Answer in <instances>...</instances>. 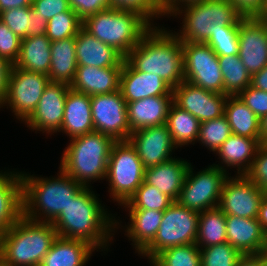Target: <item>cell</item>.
<instances>
[{
    "label": "cell",
    "mask_w": 267,
    "mask_h": 266,
    "mask_svg": "<svg viewBox=\"0 0 267 266\" xmlns=\"http://www.w3.org/2000/svg\"><path fill=\"white\" fill-rule=\"evenodd\" d=\"M68 4L82 21L90 15L111 8V0H68Z\"/></svg>",
    "instance_id": "cell-47"
},
{
    "label": "cell",
    "mask_w": 267,
    "mask_h": 266,
    "mask_svg": "<svg viewBox=\"0 0 267 266\" xmlns=\"http://www.w3.org/2000/svg\"><path fill=\"white\" fill-rule=\"evenodd\" d=\"M237 96L259 119L267 115V92L249 85Z\"/></svg>",
    "instance_id": "cell-46"
},
{
    "label": "cell",
    "mask_w": 267,
    "mask_h": 266,
    "mask_svg": "<svg viewBox=\"0 0 267 266\" xmlns=\"http://www.w3.org/2000/svg\"><path fill=\"white\" fill-rule=\"evenodd\" d=\"M224 81V95L237 96L251 85V74L238 55L218 56Z\"/></svg>",
    "instance_id": "cell-35"
},
{
    "label": "cell",
    "mask_w": 267,
    "mask_h": 266,
    "mask_svg": "<svg viewBox=\"0 0 267 266\" xmlns=\"http://www.w3.org/2000/svg\"><path fill=\"white\" fill-rule=\"evenodd\" d=\"M226 238L242 255H257L267 252V234L257 218L225 215Z\"/></svg>",
    "instance_id": "cell-20"
},
{
    "label": "cell",
    "mask_w": 267,
    "mask_h": 266,
    "mask_svg": "<svg viewBox=\"0 0 267 266\" xmlns=\"http://www.w3.org/2000/svg\"><path fill=\"white\" fill-rule=\"evenodd\" d=\"M82 27L126 57L153 25L138 12L110 8L85 18Z\"/></svg>",
    "instance_id": "cell-7"
},
{
    "label": "cell",
    "mask_w": 267,
    "mask_h": 266,
    "mask_svg": "<svg viewBox=\"0 0 267 266\" xmlns=\"http://www.w3.org/2000/svg\"><path fill=\"white\" fill-rule=\"evenodd\" d=\"M193 168L190 164L177 202L199 213L217 208L223 183L229 174L214 165L196 173Z\"/></svg>",
    "instance_id": "cell-10"
},
{
    "label": "cell",
    "mask_w": 267,
    "mask_h": 266,
    "mask_svg": "<svg viewBox=\"0 0 267 266\" xmlns=\"http://www.w3.org/2000/svg\"><path fill=\"white\" fill-rule=\"evenodd\" d=\"M257 219L260 222L263 231L267 234V194H265L262 200Z\"/></svg>",
    "instance_id": "cell-56"
},
{
    "label": "cell",
    "mask_w": 267,
    "mask_h": 266,
    "mask_svg": "<svg viewBox=\"0 0 267 266\" xmlns=\"http://www.w3.org/2000/svg\"><path fill=\"white\" fill-rule=\"evenodd\" d=\"M166 125L174 144L178 148L194 145L199 134L200 121L188 111L181 109L175 103L171 105Z\"/></svg>",
    "instance_id": "cell-33"
},
{
    "label": "cell",
    "mask_w": 267,
    "mask_h": 266,
    "mask_svg": "<svg viewBox=\"0 0 267 266\" xmlns=\"http://www.w3.org/2000/svg\"><path fill=\"white\" fill-rule=\"evenodd\" d=\"M184 80L205 90L224 94L218 55L206 43H182Z\"/></svg>",
    "instance_id": "cell-12"
},
{
    "label": "cell",
    "mask_w": 267,
    "mask_h": 266,
    "mask_svg": "<svg viewBox=\"0 0 267 266\" xmlns=\"http://www.w3.org/2000/svg\"><path fill=\"white\" fill-rule=\"evenodd\" d=\"M128 212V225H122L120 219L115 220V230L123 228L128 241L138 255L154 240L163 218V211L148 209H125Z\"/></svg>",
    "instance_id": "cell-22"
},
{
    "label": "cell",
    "mask_w": 267,
    "mask_h": 266,
    "mask_svg": "<svg viewBox=\"0 0 267 266\" xmlns=\"http://www.w3.org/2000/svg\"><path fill=\"white\" fill-rule=\"evenodd\" d=\"M226 242L225 214L218 207L200 212L196 245L203 248Z\"/></svg>",
    "instance_id": "cell-34"
},
{
    "label": "cell",
    "mask_w": 267,
    "mask_h": 266,
    "mask_svg": "<svg viewBox=\"0 0 267 266\" xmlns=\"http://www.w3.org/2000/svg\"><path fill=\"white\" fill-rule=\"evenodd\" d=\"M31 8L41 19H46L47 21L56 14L71 9L68 0H32Z\"/></svg>",
    "instance_id": "cell-48"
},
{
    "label": "cell",
    "mask_w": 267,
    "mask_h": 266,
    "mask_svg": "<svg viewBox=\"0 0 267 266\" xmlns=\"http://www.w3.org/2000/svg\"><path fill=\"white\" fill-rule=\"evenodd\" d=\"M119 90L126 102L151 96H173V88L158 74L137 71L126 59L120 74Z\"/></svg>",
    "instance_id": "cell-19"
},
{
    "label": "cell",
    "mask_w": 267,
    "mask_h": 266,
    "mask_svg": "<svg viewBox=\"0 0 267 266\" xmlns=\"http://www.w3.org/2000/svg\"><path fill=\"white\" fill-rule=\"evenodd\" d=\"M127 103L128 123L131 131L166 124L173 96H151Z\"/></svg>",
    "instance_id": "cell-25"
},
{
    "label": "cell",
    "mask_w": 267,
    "mask_h": 266,
    "mask_svg": "<svg viewBox=\"0 0 267 266\" xmlns=\"http://www.w3.org/2000/svg\"><path fill=\"white\" fill-rule=\"evenodd\" d=\"M186 160L174 156L171 160L146 168L144 182L156 187L173 201H177L191 164Z\"/></svg>",
    "instance_id": "cell-28"
},
{
    "label": "cell",
    "mask_w": 267,
    "mask_h": 266,
    "mask_svg": "<svg viewBox=\"0 0 267 266\" xmlns=\"http://www.w3.org/2000/svg\"><path fill=\"white\" fill-rule=\"evenodd\" d=\"M95 250L84 240L57 236L39 266H86Z\"/></svg>",
    "instance_id": "cell-29"
},
{
    "label": "cell",
    "mask_w": 267,
    "mask_h": 266,
    "mask_svg": "<svg viewBox=\"0 0 267 266\" xmlns=\"http://www.w3.org/2000/svg\"><path fill=\"white\" fill-rule=\"evenodd\" d=\"M260 131L262 142H267V115L260 119Z\"/></svg>",
    "instance_id": "cell-57"
},
{
    "label": "cell",
    "mask_w": 267,
    "mask_h": 266,
    "mask_svg": "<svg viewBox=\"0 0 267 266\" xmlns=\"http://www.w3.org/2000/svg\"><path fill=\"white\" fill-rule=\"evenodd\" d=\"M163 26H153L125 59L137 70L158 74L172 88L184 81L181 40Z\"/></svg>",
    "instance_id": "cell-2"
},
{
    "label": "cell",
    "mask_w": 267,
    "mask_h": 266,
    "mask_svg": "<svg viewBox=\"0 0 267 266\" xmlns=\"http://www.w3.org/2000/svg\"><path fill=\"white\" fill-rule=\"evenodd\" d=\"M265 194L246 175H229L223 183L218 208L225 215L257 218Z\"/></svg>",
    "instance_id": "cell-14"
},
{
    "label": "cell",
    "mask_w": 267,
    "mask_h": 266,
    "mask_svg": "<svg viewBox=\"0 0 267 266\" xmlns=\"http://www.w3.org/2000/svg\"><path fill=\"white\" fill-rule=\"evenodd\" d=\"M94 131L112 137L115 141H128L132 133L127 115V103L120 90L91 96Z\"/></svg>",
    "instance_id": "cell-13"
},
{
    "label": "cell",
    "mask_w": 267,
    "mask_h": 266,
    "mask_svg": "<svg viewBox=\"0 0 267 266\" xmlns=\"http://www.w3.org/2000/svg\"><path fill=\"white\" fill-rule=\"evenodd\" d=\"M21 40L0 20V58L14 65L20 54Z\"/></svg>",
    "instance_id": "cell-45"
},
{
    "label": "cell",
    "mask_w": 267,
    "mask_h": 266,
    "mask_svg": "<svg viewBox=\"0 0 267 266\" xmlns=\"http://www.w3.org/2000/svg\"><path fill=\"white\" fill-rule=\"evenodd\" d=\"M214 32L206 42L218 56L238 55V30L236 27H223L215 25Z\"/></svg>",
    "instance_id": "cell-41"
},
{
    "label": "cell",
    "mask_w": 267,
    "mask_h": 266,
    "mask_svg": "<svg viewBox=\"0 0 267 266\" xmlns=\"http://www.w3.org/2000/svg\"><path fill=\"white\" fill-rule=\"evenodd\" d=\"M0 20L20 39L30 30L29 6L11 8L0 13Z\"/></svg>",
    "instance_id": "cell-43"
},
{
    "label": "cell",
    "mask_w": 267,
    "mask_h": 266,
    "mask_svg": "<svg viewBox=\"0 0 267 266\" xmlns=\"http://www.w3.org/2000/svg\"><path fill=\"white\" fill-rule=\"evenodd\" d=\"M158 266H201L200 248L196 243L174 246L152 259Z\"/></svg>",
    "instance_id": "cell-37"
},
{
    "label": "cell",
    "mask_w": 267,
    "mask_h": 266,
    "mask_svg": "<svg viewBox=\"0 0 267 266\" xmlns=\"http://www.w3.org/2000/svg\"><path fill=\"white\" fill-rule=\"evenodd\" d=\"M30 30L27 32V37L46 35L47 20L41 19L39 15L34 13L29 6Z\"/></svg>",
    "instance_id": "cell-51"
},
{
    "label": "cell",
    "mask_w": 267,
    "mask_h": 266,
    "mask_svg": "<svg viewBox=\"0 0 267 266\" xmlns=\"http://www.w3.org/2000/svg\"><path fill=\"white\" fill-rule=\"evenodd\" d=\"M23 215L22 175L0 171V237Z\"/></svg>",
    "instance_id": "cell-24"
},
{
    "label": "cell",
    "mask_w": 267,
    "mask_h": 266,
    "mask_svg": "<svg viewBox=\"0 0 267 266\" xmlns=\"http://www.w3.org/2000/svg\"><path fill=\"white\" fill-rule=\"evenodd\" d=\"M251 86L267 92V66L251 77Z\"/></svg>",
    "instance_id": "cell-54"
},
{
    "label": "cell",
    "mask_w": 267,
    "mask_h": 266,
    "mask_svg": "<svg viewBox=\"0 0 267 266\" xmlns=\"http://www.w3.org/2000/svg\"><path fill=\"white\" fill-rule=\"evenodd\" d=\"M174 201L156 187L143 181L135 194L122 204L125 209H148L165 211Z\"/></svg>",
    "instance_id": "cell-36"
},
{
    "label": "cell",
    "mask_w": 267,
    "mask_h": 266,
    "mask_svg": "<svg viewBox=\"0 0 267 266\" xmlns=\"http://www.w3.org/2000/svg\"><path fill=\"white\" fill-rule=\"evenodd\" d=\"M236 266H267V252L257 255H243Z\"/></svg>",
    "instance_id": "cell-52"
},
{
    "label": "cell",
    "mask_w": 267,
    "mask_h": 266,
    "mask_svg": "<svg viewBox=\"0 0 267 266\" xmlns=\"http://www.w3.org/2000/svg\"><path fill=\"white\" fill-rule=\"evenodd\" d=\"M12 64L7 60L0 58V109L5 103L8 91V78L11 72Z\"/></svg>",
    "instance_id": "cell-50"
},
{
    "label": "cell",
    "mask_w": 267,
    "mask_h": 266,
    "mask_svg": "<svg viewBox=\"0 0 267 266\" xmlns=\"http://www.w3.org/2000/svg\"><path fill=\"white\" fill-rule=\"evenodd\" d=\"M258 188L267 194V143L263 142L253 159L249 171L245 174Z\"/></svg>",
    "instance_id": "cell-44"
},
{
    "label": "cell",
    "mask_w": 267,
    "mask_h": 266,
    "mask_svg": "<svg viewBox=\"0 0 267 266\" xmlns=\"http://www.w3.org/2000/svg\"><path fill=\"white\" fill-rule=\"evenodd\" d=\"M145 168L130 141H116L108 160L105 181L108 192L117 205L128 202L144 181Z\"/></svg>",
    "instance_id": "cell-8"
},
{
    "label": "cell",
    "mask_w": 267,
    "mask_h": 266,
    "mask_svg": "<svg viewBox=\"0 0 267 266\" xmlns=\"http://www.w3.org/2000/svg\"><path fill=\"white\" fill-rule=\"evenodd\" d=\"M51 41L46 35L25 37L21 40L16 68L48 75L51 66Z\"/></svg>",
    "instance_id": "cell-31"
},
{
    "label": "cell",
    "mask_w": 267,
    "mask_h": 266,
    "mask_svg": "<svg viewBox=\"0 0 267 266\" xmlns=\"http://www.w3.org/2000/svg\"><path fill=\"white\" fill-rule=\"evenodd\" d=\"M69 141L60 157L59 168L85 187L104 180L110 152L116 141L97 131L74 137Z\"/></svg>",
    "instance_id": "cell-5"
},
{
    "label": "cell",
    "mask_w": 267,
    "mask_h": 266,
    "mask_svg": "<svg viewBox=\"0 0 267 266\" xmlns=\"http://www.w3.org/2000/svg\"><path fill=\"white\" fill-rule=\"evenodd\" d=\"M261 17L267 22V8Z\"/></svg>",
    "instance_id": "cell-58"
},
{
    "label": "cell",
    "mask_w": 267,
    "mask_h": 266,
    "mask_svg": "<svg viewBox=\"0 0 267 266\" xmlns=\"http://www.w3.org/2000/svg\"><path fill=\"white\" fill-rule=\"evenodd\" d=\"M238 43V56L251 76L267 66V22L262 17L239 22Z\"/></svg>",
    "instance_id": "cell-16"
},
{
    "label": "cell",
    "mask_w": 267,
    "mask_h": 266,
    "mask_svg": "<svg viewBox=\"0 0 267 266\" xmlns=\"http://www.w3.org/2000/svg\"><path fill=\"white\" fill-rule=\"evenodd\" d=\"M31 0H0V13L11 8L31 6Z\"/></svg>",
    "instance_id": "cell-55"
},
{
    "label": "cell",
    "mask_w": 267,
    "mask_h": 266,
    "mask_svg": "<svg viewBox=\"0 0 267 266\" xmlns=\"http://www.w3.org/2000/svg\"><path fill=\"white\" fill-rule=\"evenodd\" d=\"M94 131L91 96L69 89L65 99L64 117L59 133L70 139Z\"/></svg>",
    "instance_id": "cell-27"
},
{
    "label": "cell",
    "mask_w": 267,
    "mask_h": 266,
    "mask_svg": "<svg viewBox=\"0 0 267 266\" xmlns=\"http://www.w3.org/2000/svg\"><path fill=\"white\" fill-rule=\"evenodd\" d=\"M122 67L77 66L70 88L89 96L119 90Z\"/></svg>",
    "instance_id": "cell-26"
},
{
    "label": "cell",
    "mask_w": 267,
    "mask_h": 266,
    "mask_svg": "<svg viewBox=\"0 0 267 266\" xmlns=\"http://www.w3.org/2000/svg\"><path fill=\"white\" fill-rule=\"evenodd\" d=\"M181 18L173 33L182 43H206L217 26L236 27L244 16L229 0H204L177 8L170 16Z\"/></svg>",
    "instance_id": "cell-6"
},
{
    "label": "cell",
    "mask_w": 267,
    "mask_h": 266,
    "mask_svg": "<svg viewBox=\"0 0 267 266\" xmlns=\"http://www.w3.org/2000/svg\"><path fill=\"white\" fill-rule=\"evenodd\" d=\"M49 82L48 75L19 69L13 65L3 108L7 106L15 118L24 123L36 109Z\"/></svg>",
    "instance_id": "cell-11"
},
{
    "label": "cell",
    "mask_w": 267,
    "mask_h": 266,
    "mask_svg": "<svg viewBox=\"0 0 267 266\" xmlns=\"http://www.w3.org/2000/svg\"><path fill=\"white\" fill-rule=\"evenodd\" d=\"M111 8L138 12L153 26L154 20L165 17L161 0H111Z\"/></svg>",
    "instance_id": "cell-42"
},
{
    "label": "cell",
    "mask_w": 267,
    "mask_h": 266,
    "mask_svg": "<svg viewBox=\"0 0 267 266\" xmlns=\"http://www.w3.org/2000/svg\"><path fill=\"white\" fill-rule=\"evenodd\" d=\"M81 27L82 20L70 9L56 14L47 21L46 36L51 42L76 37Z\"/></svg>",
    "instance_id": "cell-39"
},
{
    "label": "cell",
    "mask_w": 267,
    "mask_h": 266,
    "mask_svg": "<svg viewBox=\"0 0 267 266\" xmlns=\"http://www.w3.org/2000/svg\"><path fill=\"white\" fill-rule=\"evenodd\" d=\"M150 266H158L153 260L149 261Z\"/></svg>",
    "instance_id": "cell-59"
},
{
    "label": "cell",
    "mask_w": 267,
    "mask_h": 266,
    "mask_svg": "<svg viewBox=\"0 0 267 266\" xmlns=\"http://www.w3.org/2000/svg\"><path fill=\"white\" fill-rule=\"evenodd\" d=\"M70 85L49 82L45 87L38 105L31 116L24 122L26 127L36 133L54 135L61 129L65 99Z\"/></svg>",
    "instance_id": "cell-15"
},
{
    "label": "cell",
    "mask_w": 267,
    "mask_h": 266,
    "mask_svg": "<svg viewBox=\"0 0 267 266\" xmlns=\"http://www.w3.org/2000/svg\"><path fill=\"white\" fill-rule=\"evenodd\" d=\"M262 143L261 139L232 133L215 153L220 162L212 165L223 169L229 175L231 173H229L228 168H235L237 170V173L234 171L235 175H245L251 168L253 159Z\"/></svg>",
    "instance_id": "cell-21"
},
{
    "label": "cell",
    "mask_w": 267,
    "mask_h": 266,
    "mask_svg": "<svg viewBox=\"0 0 267 266\" xmlns=\"http://www.w3.org/2000/svg\"><path fill=\"white\" fill-rule=\"evenodd\" d=\"M224 115L233 134L261 139L260 119L238 96L227 97L224 106Z\"/></svg>",
    "instance_id": "cell-32"
},
{
    "label": "cell",
    "mask_w": 267,
    "mask_h": 266,
    "mask_svg": "<svg viewBox=\"0 0 267 266\" xmlns=\"http://www.w3.org/2000/svg\"><path fill=\"white\" fill-rule=\"evenodd\" d=\"M204 0H161L163 12L165 14L166 18H169V16L177 9L180 8L183 5L199 2Z\"/></svg>",
    "instance_id": "cell-53"
},
{
    "label": "cell",
    "mask_w": 267,
    "mask_h": 266,
    "mask_svg": "<svg viewBox=\"0 0 267 266\" xmlns=\"http://www.w3.org/2000/svg\"><path fill=\"white\" fill-rule=\"evenodd\" d=\"M201 266H236L243 256L230 243H220L200 248Z\"/></svg>",
    "instance_id": "cell-40"
},
{
    "label": "cell",
    "mask_w": 267,
    "mask_h": 266,
    "mask_svg": "<svg viewBox=\"0 0 267 266\" xmlns=\"http://www.w3.org/2000/svg\"><path fill=\"white\" fill-rule=\"evenodd\" d=\"M75 42L76 37L51 42V66L48 73L50 82L68 85L73 82L78 66Z\"/></svg>",
    "instance_id": "cell-30"
},
{
    "label": "cell",
    "mask_w": 267,
    "mask_h": 266,
    "mask_svg": "<svg viewBox=\"0 0 267 266\" xmlns=\"http://www.w3.org/2000/svg\"><path fill=\"white\" fill-rule=\"evenodd\" d=\"M174 103L188 111L200 123L224 115V106L228 95L205 90L188 81L173 88Z\"/></svg>",
    "instance_id": "cell-17"
},
{
    "label": "cell",
    "mask_w": 267,
    "mask_h": 266,
    "mask_svg": "<svg viewBox=\"0 0 267 266\" xmlns=\"http://www.w3.org/2000/svg\"><path fill=\"white\" fill-rule=\"evenodd\" d=\"M75 50L78 66L123 67L125 60L119 51L101 42L83 27L76 35Z\"/></svg>",
    "instance_id": "cell-23"
},
{
    "label": "cell",
    "mask_w": 267,
    "mask_h": 266,
    "mask_svg": "<svg viewBox=\"0 0 267 266\" xmlns=\"http://www.w3.org/2000/svg\"><path fill=\"white\" fill-rule=\"evenodd\" d=\"M129 141L145 169L171 160L174 151L178 149L166 124L133 131Z\"/></svg>",
    "instance_id": "cell-18"
},
{
    "label": "cell",
    "mask_w": 267,
    "mask_h": 266,
    "mask_svg": "<svg viewBox=\"0 0 267 266\" xmlns=\"http://www.w3.org/2000/svg\"><path fill=\"white\" fill-rule=\"evenodd\" d=\"M244 17H261L266 8L267 0H229Z\"/></svg>",
    "instance_id": "cell-49"
},
{
    "label": "cell",
    "mask_w": 267,
    "mask_h": 266,
    "mask_svg": "<svg viewBox=\"0 0 267 266\" xmlns=\"http://www.w3.org/2000/svg\"><path fill=\"white\" fill-rule=\"evenodd\" d=\"M231 134L232 130L227 118L222 115L219 118L200 123L196 143H200L202 147L205 146L215 154Z\"/></svg>",
    "instance_id": "cell-38"
},
{
    "label": "cell",
    "mask_w": 267,
    "mask_h": 266,
    "mask_svg": "<svg viewBox=\"0 0 267 266\" xmlns=\"http://www.w3.org/2000/svg\"><path fill=\"white\" fill-rule=\"evenodd\" d=\"M53 225L22 215L0 237L2 266H39L57 237Z\"/></svg>",
    "instance_id": "cell-4"
},
{
    "label": "cell",
    "mask_w": 267,
    "mask_h": 266,
    "mask_svg": "<svg viewBox=\"0 0 267 266\" xmlns=\"http://www.w3.org/2000/svg\"><path fill=\"white\" fill-rule=\"evenodd\" d=\"M20 173L23 215L35 221L52 223L84 187L60 168L58 177L36 176L24 171Z\"/></svg>",
    "instance_id": "cell-3"
},
{
    "label": "cell",
    "mask_w": 267,
    "mask_h": 266,
    "mask_svg": "<svg viewBox=\"0 0 267 266\" xmlns=\"http://www.w3.org/2000/svg\"><path fill=\"white\" fill-rule=\"evenodd\" d=\"M198 223L199 212L174 201L163 212L156 237L139 255L148 262L167 248L196 243Z\"/></svg>",
    "instance_id": "cell-9"
},
{
    "label": "cell",
    "mask_w": 267,
    "mask_h": 266,
    "mask_svg": "<svg viewBox=\"0 0 267 266\" xmlns=\"http://www.w3.org/2000/svg\"><path fill=\"white\" fill-rule=\"evenodd\" d=\"M92 188L84 186L51 224L58 236L81 239L97 251L108 252L116 233L117 217L102 204Z\"/></svg>",
    "instance_id": "cell-1"
}]
</instances>
